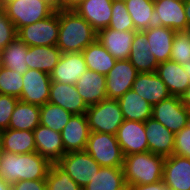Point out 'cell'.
<instances>
[{"mask_svg":"<svg viewBox=\"0 0 190 190\" xmlns=\"http://www.w3.org/2000/svg\"><path fill=\"white\" fill-rule=\"evenodd\" d=\"M138 72L129 60H117L106 75L107 99L118 100L132 89Z\"/></svg>","mask_w":190,"mask_h":190,"instance_id":"11","label":"cell"},{"mask_svg":"<svg viewBox=\"0 0 190 190\" xmlns=\"http://www.w3.org/2000/svg\"><path fill=\"white\" fill-rule=\"evenodd\" d=\"M3 48L0 46V65L2 61Z\"/></svg>","mask_w":190,"mask_h":190,"instance_id":"50","label":"cell"},{"mask_svg":"<svg viewBox=\"0 0 190 190\" xmlns=\"http://www.w3.org/2000/svg\"><path fill=\"white\" fill-rule=\"evenodd\" d=\"M125 120L145 122L152 118V106L132 89L118 99Z\"/></svg>","mask_w":190,"mask_h":190,"instance_id":"29","label":"cell"},{"mask_svg":"<svg viewBox=\"0 0 190 190\" xmlns=\"http://www.w3.org/2000/svg\"><path fill=\"white\" fill-rule=\"evenodd\" d=\"M59 35V9L49 17L23 26L17 36L27 46H56Z\"/></svg>","mask_w":190,"mask_h":190,"instance_id":"7","label":"cell"},{"mask_svg":"<svg viewBox=\"0 0 190 190\" xmlns=\"http://www.w3.org/2000/svg\"><path fill=\"white\" fill-rule=\"evenodd\" d=\"M145 133L150 152L163 157H169L173 154L175 134L162 123L153 118L147 119Z\"/></svg>","mask_w":190,"mask_h":190,"instance_id":"20","label":"cell"},{"mask_svg":"<svg viewBox=\"0 0 190 190\" xmlns=\"http://www.w3.org/2000/svg\"><path fill=\"white\" fill-rule=\"evenodd\" d=\"M154 19L156 25L175 31L190 30L186 21L184 0H154Z\"/></svg>","mask_w":190,"mask_h":190,"instance_id":"13","label":"cell"},{"mask_svg":"<svg viewBox=\"0 0 190 190\" xmlns=\"http://www.w3.org/2000/svg\"><path fill=\"white\" fill-rule=\"evenodd\" d=\"M115 136L124 156L149 151L145 122L124 120Z\"/></svg>","mask_w":190,"mask_h":190,"instance_id":"12","label":"cell"},{"mask_svg":"<svg viewBox=\"0 0 190 190\" xmlns=\"http://www.w3.org/2000/svg\"><path fill=\"white\" fill-rule=\"evenodd\" d=\"M89 130L115 135L124 119L118 100L105 99L88 106L86 111Z\"/></svg>","mask_w":190,"mask_h":190,"instance_id":"5","label":"cell"},{"mask_svg":"<svg viewBox=\"0 0 190 190\" xmlns=\"http://www.w3.org/2000/svg\"><path fill=\"white\" fill-rule=\"evenodd\" d=\"M166 185L164 184L163 179L155 182L153 184H142V185H133L128 186V190H163Z\"/></svg>","mask_w":190,"mask_h":190,"instance_id":"44","label":"cell"},{"mask_svg":"<svg viewBox=\"0 0 190 190\" xmlns=\"http://www.w3.org/2000/svg\"><path fill=\"white\" fill-rule=\"evenodd\" d=\"M170 60L180 65L190 61V30L175 31Z\"/></svg>","mask_w":190,"mask_h":190,"instance_id":"38","label":"cell"},{"mask_svg":"<svg viewBox=\"0 0 190 190\" xmlns=\"http://www.w3.org/2000/svg\"><path fill=\"white\" fill-rule=\"evenodd\" d=\"M132 90L140 95L142 99L146 100L151 106L171 96L167 90L166 84L156 72L138 73L133 83Z\"/></svg>","mask_w":190,"mask_h":190,"instance_id":"22","label":"cell"},{"mask_svg":"<svg viewBox=\"0 0 190 190\" xmlns=\"http://www.w3.org/2000/svg\"><path fill=\"white\" fill-rule=\"evenodd\" d=\"M183 105L190 111V85L187 90L180 97Z\"/></svg>","mask_w":190,"mask_h":190,"instance_id":"46","label":"cell"},{"mask_svg":"<svg viewBox=\"0 0 190 190\" xmlns=\"http://www.w3.org/2000/svg\"><path fill=\"white\" fill-rule=\"evenodd\" d=\"M112 4L113 0H84L74 11L98 32L110 24Z\"/></svg>","mask_w":190,"mask_h":190,"instance_id":"21","label":"cell"},{"mask_svg":"<svg viewBox=\"0 0 190 190\" xmlns=\"http://www.w3.org/2000/svg\"><path fill=\"white\" fill-rule=\"evenodd\" d=\"M87 70L82 52L62 53L50 74L51 82L75 85Z\"/></svg>","mask_w":190,"mask_h":190,"instance_id":"14","label":"cell"},{"mask_svg":"<svg viewBox=\"0 0 190 190\" xmlns=\"http://www.w3.org/2000/svg\"><path fill=\"white\" fill-rule=\"evenodd\" d=\"M23 87V75L0 65V94L20 99Z\"/></svg>","mask_w":190,"mask_h":190,"instance_id":"37","label":"cell"},{"mask_svg":"<svg viewBox=\"0 0 190 190\" xmlns=\"http://www.w3.org/2000/svg\"><path fill=\"white\" fill-rule=\"evenodd\" d=\"M40 124V106L18 101L11 115L9 129L33 131Z\"/></svg>","mask_w":190,"mask_h":190,"instance_id":"32","label":"cell"},{"mask_svg":"<svg viewBox=\"0 0 190 190\" xmlns=\"http://www.w3.org/2000/svg\"><path fill=\"white\" fill-rule=\"evenodd\" d=\"M82 54L89 70L105 76L117 61L97 39L88 45Z\"/></svg>","mask_w":190,"mask_h":190,"instance_id":"30","label":"cell"},{"mask_svg":"<svg viewBox=\"0 0 190 190\" xmlns=\"http://www.w3.org/2000/svg\"><path fill=\"white\" fill-rule=\"evenodd\" d=\"M184 10L186 14V21L190 29V0H184Z\"/></svg>","mask_w":190,"mask_h":190,"instance_id":"47","label":"cell"},{"mask_svg":"<svg viewBox=\"0 0 190 190\" xmlns=\"http://www.w3.org/2000/svg\"><path fill=\"white\" fill-rule=\"evenodd\" d=\"M163 190H171L168 186H165Z\"/></svg>","mask_w":190,"mask_h":190,"instance_id":"52","label":"cell"},{"mask_svg":"<svg viewBox=\"0 0 190 190\" xmlns=\"http://www.w3.org/2000/svg\"><path fill=\"white\" fill-rule=\"evenodd\" d=\"M50 75L34 69L23 74V87L20 101L37 106L46 104L50 97Z\"/></svg>","mask_w":190,"mask_h":190,"instance_id":"10","label":"cell"},{"mask_svg":"<svg viewBox=\"0 0 190 190\" xmlns=\"http://www.w3.org/2000/svg\"><path fill=\"white\" fill-rule=\"evenodd\" d=\"M136 32L135 30L117 31L105 28L97 32V40L116 60H128Z\"/></svg>","mask_w":190,"mask_h":190,"instance_id":"17","label":"cell"},{"mask_svg":"<svg viewBox=\"0 0 190 190\" xmlns=\"http://www.w3.org/2000/svg\"><path fill=\"white\" fill-rule=\"evenodd\" d=\"M150 45L146 35L137 31L134 35L129 57L130 63L136 68L138 73L156 72L158 63L149 51Z\"/></svg>","mask_w":190,"mask_h":190,"instance_id":"26","label":"cell"},{"mask_svg":"<svg viewBox=\"0 0 190 190\" xmlns=\"http://www.w3.org/2000/svg\"><path fill=\"white\" fill-rule=\"evenodd\" d=\"M17 37V30L11 19L0 7V46L5 48Z\"/></svg>","mask_w":190,"mask_h":190,"instance_id":"41","label":"cell"},{"mask_svg":"<svg viewBox=\"0 0 190 190\" xmlns=\"http://www.w3.org/2000/svg\"><path fill=\"white\" fill-rule=\"evenodd\" d=\"M0 7L16 30L49 17L56 10L53 0H0Z\"/></svg>","mask_w":190,"mask_h":190,"instance_id":"4","label":"cell"},{"mask_svg":"<svg viewBox=\"0 0 190 190\" xmlns=\"http://www.w3.org/2000/svg\"><path fill=\"white\" fill-rule=\"evenodd\" d=\"M142 32L147 37V42L150 45L149 51L157 63L170 60L175 30L154 24Z\"/></svg>","mask_w":190,"mask_h":190,"instance_id":"24","label":"cell"},{"mask_svg":"<svg viewBox=\"0 0 190 190\" xmlns=\"http://www.w3.org/2000/svg\"><path fill=\"white\" fill-rule=\"evenodd\" d=\"M28 46L17 36L10 44L3 48L1 66L23 75L27 66Z\"/></svg>","mask_w":190,"mask_h":190,"instance_id":"33","label":"cell"},{"mask_svg":"<svg viewBox=\"0 0 190 190\" xmlns=\"http://www.w3.org/2000/svg\"><path fill=\"white\" fill-rule=\"evenodd\" d=\"M78 94L87 106L107 99L106 76L92 70H87L75 83Z\"/></svg>","mask_w":190,"mask_h":190,"instance_id":"23","label":"cell"},{"mask_svg":"<svg viewBox=\"0 0 190 190\" xmlns=\"http://www.w3.org/2000/svg\"><path fill=\"white\" fill-rule=\"evenodd\" d=\"M18 101L19 99L14 96L0 94V131L8 129L11 115Z\"/></svg>","mask_w":190,"mask_h":190,"instance_id":"40","label":"cell"},{"mask_svg":"<svg viewBox=\"0 0 190 190\" xmlns=\"http://www.w3.org/2000/svg\"><path fill=\"white\" fill-rule=\"evenodd\" d=\"M2 153H3V150L0 147V163H1V155H2Z\"/></svg>","mask_w":190,"mask_h":190,"instance_id":"51","label":"cell"},{"mask_svg":"<svg viewBox=\"0 0 190 190\" xmlns=\"http://www.w3.org/2000/svg\"><path fill=\"white\" fill-rule=\"evenodd\" d=\"M163 181L171 190H190V159L174 154L165 157Z\"/></svg>","mask_w":190,"mask_h":190,"instance_id":"15","label":"cell"},{"mask_svg":"<svg viewBox=\"0 0 190 190\" xmlns=\"http://www.w3.org/2000/svg\"><path fill=\"white\" fill-rule=\"evenodd\" d=\"M0 147L4 152L16 154L35 152L34 132L9 128L0 131Z\"/></svg>","mask_w":190,"mask_h":190,"instance_id":"27","label":"cell"},{"mask_svg":"<svg viewBox=\"0 0 190 190\" xmlns=\"http://www.w3.org/2000/svg\"><path fill=\"white\" fill-rule=\"evenodd\" d=\"M60 133L66 153L84 151L90 133L86 114L72 115Z\"/></svg>","mask_w":190,"mask_h":190,"instance_id":"16","label":"cell"},{"mask_svg":"<svg viewBox=\"0 0 190 190\" xmlns=\"http://www.w3.org/2000/svg\"><path fill=\"white\" fill-rule=\"evenodd\" d=\"M51 163L39 153L1 155L0 177L10 185L17 181L46 179Z\"/></svg>","mask_w":190,"mask_h":190,"instance_id":"1","label":"cell"},{"mask_svg":"<svg viewBox=\"0 0 190 190\" xmlns=\"http://www.w3.org/2000/svg\"><path fill=\"white\" fill-rule=\"evenodd\" d=\"M45 180L46 190H83L57 163H51Z\"/></svg>","mask_w":190,"mask_h":190,"instance_id":"36","label":"cell"},{"mask_svg":"<svg viewBox=\"0 0 190 190\" xmlns=\"http://www.w3.org/2000/svg\"><path fill=\"white\" fill-rule=\"evenodd\" d=\"M85 151L101 167H123L125 156L115 135L90 131Z\"/></svg>","mask_w":190,"mask_h":190,"instance_id":"6","label":"cell"},{"mask_svg":"<svg viewBox=\"0 0 190 190\" xmlns=\"http://www.w3.org/2000/svg\"><path fill=\"white\" fill-rule=\"evenodd\" d=\"M156 74L166 84L171 96L181 97L190 85L188 74L183 66L172 60L158 63Z\"/></svg>","mask_w":190,"mask_h":190,"instance_id":"25","label":"cell"},{"mask_svg":"<svg viewBox=\"0 0 190 190\" xmlns=\"http://www.w3.org/2000/svg\"><path fill=\"white\" fill-rule=\"evenodd\" d=\"M97 39V31L74 10L59 9L56 46L62 53L82 52Z\"/></svg>","mask_w":190,"mask_h":190,"instance_id":"2","label":"cell"},{"mask_svg":"<svg viewBox=\"0 0 190 190\" xmlns=\"http://www.w3.org/2000/svg\"><path fill=\"white\" fill-rule=\"evenodd\" d=\"M108 28L117 31L135 30L133 21L127 10L125 1L113 0L112 16Z\"/></svg>","mask_w":190,"mask_h":190,"instance_id":"39","label":"cell"},{"mask_svg":"<svg viewBox=\"0 0 190 190\" xmlns=\"http://www.w3.org/2000/svg\"><path fill=\"white\" fill-rule=\"evenodd\" d=\"M184 71L188 74V79L190 80V61L188 63H185V65H182Z\"/></svg>","mask_w":190,"mask_h":190,"instance_id":"49","label":"cell"},{"mask_svg":"<svg viewBox=\"0 0 190 190\" xmlns=\"http://www.w3.org/2000/svg\"><path fill=\"white\" fill-rule=\"evenodd\" d=\"M33 132L36 152L46 158L50 163H57L66 153L64 151L61 133L40 124Z\"/></svg>","mask_w":190,"mask_h":190,"instance_id":"18","label":"cell"},{"mask_svg":"<svg viewBox=\"0 0 190 190\" xmlns=\"http://www.w3.org/2000/svg\"><path fill=\"white\" fill-rule=\"evenodd\" d=\"M135 31L147 30L155 24L154 0H125Z\"/></svg>","mask_w":190,"mask_h":190,"instance_id":"34","label":"cell"},{"mask_svg":"<svg viewBox=\"0 0 190 190\" xmlns=\"http://www.w3.org/2000/svg\"><path fill=\"white\" fill-rule=\"evenodd\" d=\"M165 157L150 151L126 155L123 171L127 186L153 184L163 179Z\"/></svg>","mask_w":190,"mask_h":190,"instance_id":"3","label":"cell"},{"mask_svg":"<svg viewBox=\"0 0 190 190\" xmlns=\"http://www.w3.org/2000/svg\"><path fill=\"white\" fill-rule=\"evenodd\" d=\"M48 102L62 107L72 115L86 114L88 109L75 85L60 82H51Z\"/></svg>","mask_w":190,"mask_h":190,"instance_id":"19","label":"cell"},{"mask_svg":"<svg viewBox=\"0 0 190 190\" xmlns=\"http://www.w3.org/2000/svg\"><path fill=\"white\" fill-rule=\"evenodd\" d=\"M152 118L176 134L190 122V111L180 97L170 96L152 106Z\"/></svg>","mask_w":190,"mask_h":190,"instance_id":"9","label":"cell"},{"mask_svg":"<svg viewBox=\"0 0 190 190\" xmlns=\"http://www.w3.org/2000/svg\"><path fill=\"white\" fill-rule=\"evenodd\" d=\"M57 164L84 188L98 173L101 166L84 150L65 153Z\"/></svg>","mask_w":190,"mask_h":190,"instance_id":"8","label":"cell"},{"mask_svg":"<svg viewBox=\"0 0 190 190\" xmlns=\"http://www.w3.org/2000/svg\"><path fill=\"white\" fill-rule=\"evenodd\" d=\"M62 52L57 46H28L26 53L29 69L51 74L58 64Z\"/></svg>","mask_w":190,"mask_h":190,"instance_id":"28","label":"cell"},{"mask_svg":"<svg viewBox=\"0 0 190 190\" xmlns=\"http://www.w3.org/2000/svg\"><path fill=\"white\" fill-rule=\"evenodd\" d=\"M0 190H11V185L0 177Z\"/></svg>","mask_w":190,"mask_h":190,"instance_id":"48","label":"cell"},{"mask_svg":"<svg viewBox=\"0 0 190 190\" xmlns=\"http://www.w3.org/2000/svg\"><path fill=\"white\" fill-rule=\"evenodd\" d=\"M72 114L58 105L47 102L40 106V125L61 132Z\"/></svg>","mask_w":190,"mask_h":190,"instance_id":"35","label":"cell"},{"mask_svg":"<svg viewBox=\"0 0 190 190\" xmlns=\"http://www.w3.org/2000/svg\"><path fill=\"white\" fill-rule=\"evenodd\" d=\"M11 190H46V180H24L11 184Z\"/></svg>","mask_w":190,"mask_h":190,"instance_id":"43","label":"cell"},{"mask_svg":"<svg viewBox=\"0 0 190 190\" xmlns=\"http://www.w3.org/2000/svg\"><path fill=\"white\" fill-rule=\"evenodd\" d=\"M173 154L190 159V122L175 134Z\"/></svg>","mask_w":190,"mask_h":190,"instance_id":"42","label":"cell"},{"mask_svg":"<svg viewBox=\"0 0 190 190\" xmlns=\"http://www.w3.org/2000/svg\"><path fill=\"white\" fill-rule=\"evenodd\" d=\"M84 0H58L56 2V9L74 10Z\"/></svg>","mask_w":190,"mask_h":190,"instance_id":"45","label":"cell"},{"mask_svg":"<svg viewBox=\"0 0 190 190\" xmlns=\"http://www.w3.org/2000/svg\"><path fill=\"white\" fill-rule=\"evenodd\" d=\"M123 167H101L83 190H123L126 187Z\"/></svg>","mask_w":190,"mask_h":190,"instance_id":"31","label":"cell"}]
</instances>
